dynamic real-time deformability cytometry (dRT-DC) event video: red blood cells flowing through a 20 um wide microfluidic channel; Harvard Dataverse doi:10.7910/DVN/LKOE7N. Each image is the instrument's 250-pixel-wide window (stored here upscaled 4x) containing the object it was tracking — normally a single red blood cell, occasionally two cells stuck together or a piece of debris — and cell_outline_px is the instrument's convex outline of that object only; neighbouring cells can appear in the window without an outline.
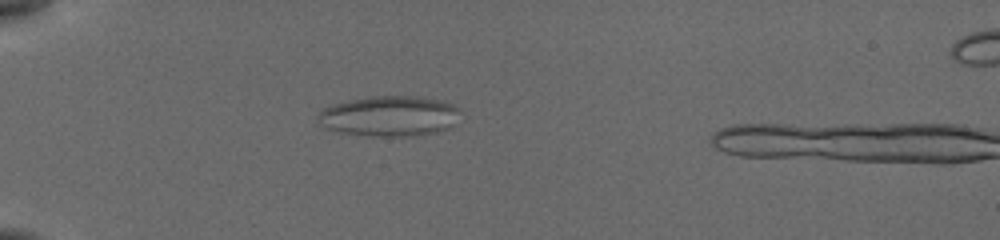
{"species": "common noctule bat (a hibernating species)", "species_latin": "Nyctalus noctula", "temperature_condition": "cold", "stored_images_in_passage": 7, "camera_frame_rate_fps": 3000, "um_per_image_px": 0.085, "animal": {"sex": "female", "body_mass_g": 19.5, "forearm_length_mm": 54.1}, "frame": {"image": 1, "passage_image": 6, "time_ms": 5.333, "image_size_px": [1000, 240], "cell_outline_px": [[460, 108], [456, 124], [452, 128], [436, 132], [412, 136], [372, 136], [336, 132], [324, 128], [316, 120], [320, 112], [324, 108], [332, 104], [372, 96], [416, 96], [436, 100], [452, 104]], "centroid_in_image_um": [33.1, 9.88], "position_along_channel_um": 51.9, "area_um2": 33.7}}